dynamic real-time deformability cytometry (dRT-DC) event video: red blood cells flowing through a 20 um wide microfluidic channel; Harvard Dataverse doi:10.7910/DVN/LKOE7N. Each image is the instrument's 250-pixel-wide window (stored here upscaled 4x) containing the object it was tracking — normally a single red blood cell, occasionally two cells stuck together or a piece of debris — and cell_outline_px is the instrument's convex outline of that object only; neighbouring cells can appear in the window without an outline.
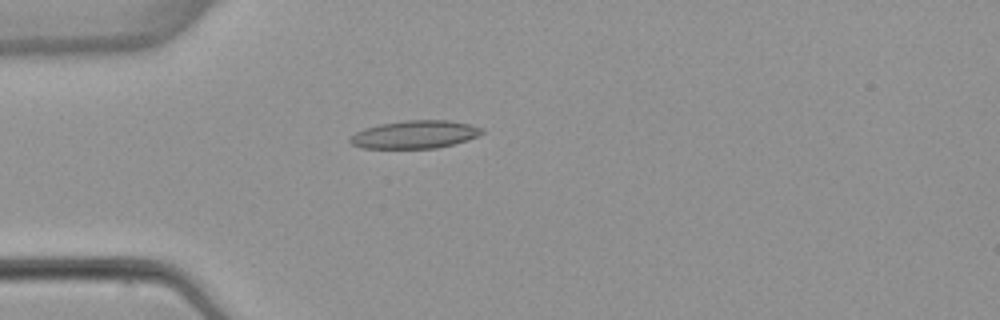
{"species": "common noctule bat (a hibernating species)", "species_latin": "Nyctalus noctula", "temperature_condition": "warm", "stored_images_in_passage": 4, "camera_frame_rate_fps": 3000, "um_per_image_px": 0.085, "animal": {"sex": "female", "body_mass_g": 22.7, "forearm_length_mm": 54.2}, "frame": {"image": 1, "passage_image": 4, "time_ms": 3.667, "image_size_px": [1000, 320], "cell_outline_px": [[484, 132], [468, 140], [436, 148], [364, 148], [352, 144], [348, 140], [348, 136], [364, 128], [380, 124], [408, 120], [448, 120], [468, 124], [484, 128]], "centroid_in_image_um": [35.24, 11.43], "position_along_channel_um": 49.8, "area_um2": 21.39}}